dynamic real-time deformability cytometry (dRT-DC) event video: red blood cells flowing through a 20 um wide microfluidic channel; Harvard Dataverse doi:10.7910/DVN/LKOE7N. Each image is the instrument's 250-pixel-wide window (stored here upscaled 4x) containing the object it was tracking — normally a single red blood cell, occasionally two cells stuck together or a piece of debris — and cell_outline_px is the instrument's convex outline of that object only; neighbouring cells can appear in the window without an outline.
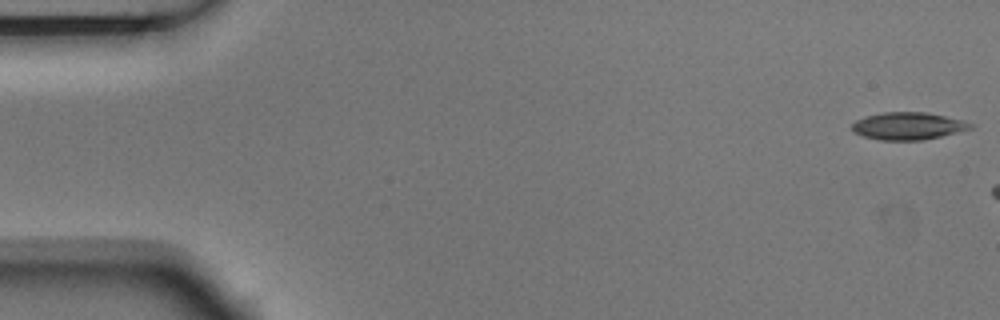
{"species": "Egyptian fruit bat (a non-hibernating species)", "species_latin": "Rousettus aegyptiacus", "temperature_condition": "room temperature", "stored_images_in_passage": 5, "camera_frame_rate_fps": 3000, "um_per_image_px": 0.085, "animal": {"sex": "male"}, "frame": {"image": 1, "passage_image": 1, "time_ms": 0.0, "image_size_px": [1000, 320], "cell_outline_px": [[976, 124], [972, 128], [924, 140], [880, 140], [864, 136], [852, 132], [852, 124], [856, 120], [868, 116], [884, 112], [924, 112], [964, 120]], "centroid_in_image_um": [77.2, 10.71], "position_along_channel_um": 7.8, "area_um2": 18.79}}
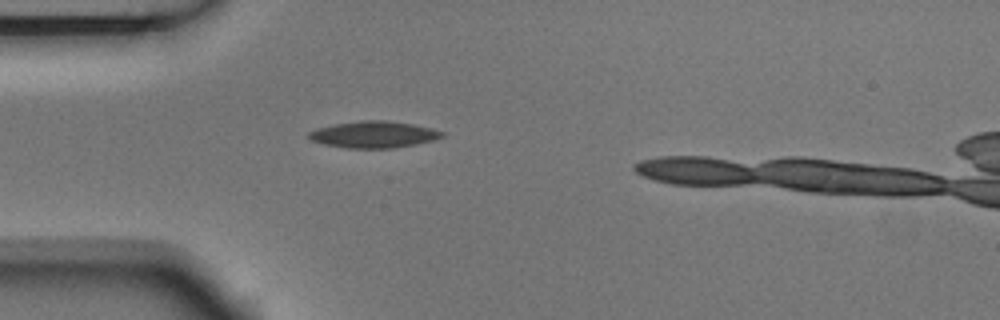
{"frame": {"image": 2, "passage_image": 4, "time_ms": 1.0, "image_size_px": [1000, 320], "cell_outline_px": [[444, 136], [432, 140], [416, 144], [396, 148], [348, 148], [324, 144], [312, 140], [308, 136], [308, 132], [316, 128], [332, 124], [360, 120], [384, 120], [412, 124], [444, 132]], "centroid_in_image_um": [31.73, 11.43], "position_along_channel_um": 53.3, "area_um2": 20.58}}